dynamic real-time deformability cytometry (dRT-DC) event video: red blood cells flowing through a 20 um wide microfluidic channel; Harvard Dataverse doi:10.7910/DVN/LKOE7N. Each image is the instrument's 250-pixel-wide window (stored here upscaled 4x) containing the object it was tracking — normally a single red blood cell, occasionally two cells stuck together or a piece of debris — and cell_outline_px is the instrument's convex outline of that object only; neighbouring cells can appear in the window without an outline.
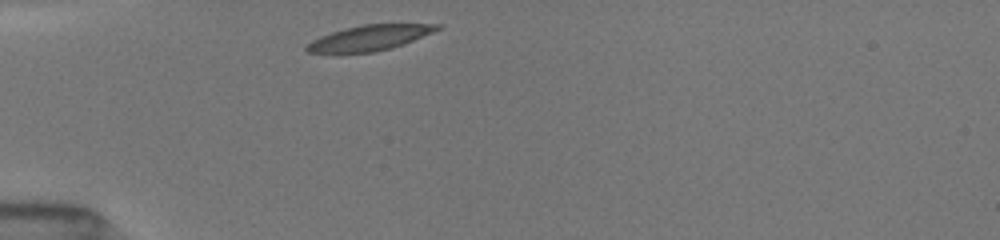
{"species": "common noctule bat (a hibernating species)", "species_latin": "Nyctalus noctula", "temperature_condition": "room temperature", "stored_images_in_passage": 31, "camera_frame_rate_fps": 3000, "um_per_image_px": 0.085, "animal": {"sex": "female", "body_mass_g": 19.5, "forearm_length_mm": 54.1}, "frame": {"image": 1, "passage_image": 1, "time_ms": 0.0, "image_size_px": [1000, 240], "cell_outline_px": [[444, 24], [440, 28], [432, 32], [392, 48], [372, 52], [308, 52], [304, 48], [312, 40], [320, 36], [344, 28], [364, 24]], "centroid_in_image_um": [31.41, 3.2], "position_along_channel_um": 53.6, "area_um2": 18.84}}
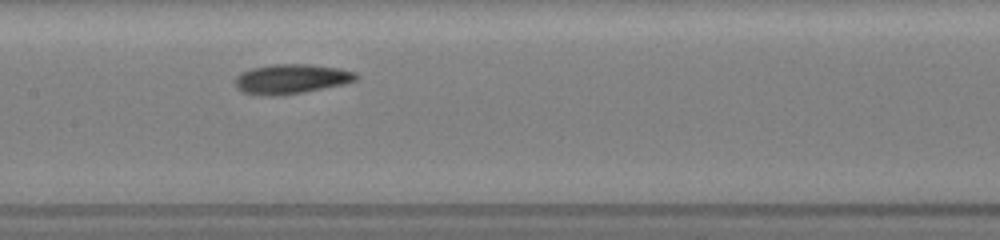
{"frame": {"image": 2, "passage_image": 12, "time_ms": 3.667, "image_size_px": [1000, 240], "cell_outline_px": [[360, 76], [356, 80], [344, 84], [284, 96], [260, 96], [240, 92], [236, 88], [236, 76], [240, 72], [252, 68], [272, 64], [308, 64], [340, 68], [356, 72]], "centroid_in_image_um": [24.74, 6.72], "position_along_channel_um": 182.7, "area_um2": 21.33}}
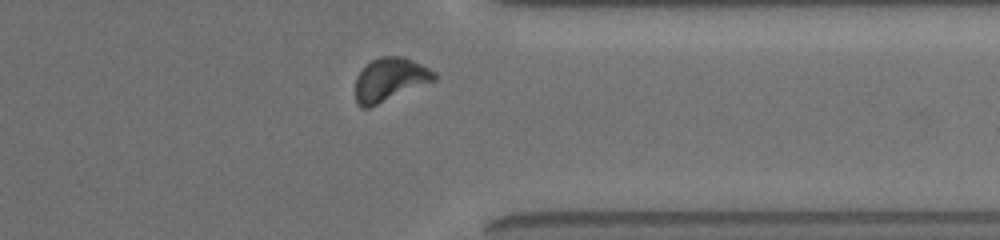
{"frame": {"image": 3, "passage_image": 27, "time_ms": 8.667, "image_size_px": [1000, 240], "cell_outline_px": [[436, 80], [368, 108], [360, 108], [356, 104], [356, 76], [372, 60], [380, 56], [404, 56], [436, 72]], "centroid_in_image_um": [33.14, 6.76], "position_along_channel_um": 378.3, "area_um2": 19.77}, "authors_computed_cell_mechanics": {"area_um2": 19.941, "velocity_mm_per_s": 3.9703, "shape_relaxation_time_tau1_ms": 3.2075, "shape_relaxation_time_tau2_ms": 4.6245, "deformation_change_tau1": 0.1162, "deformation_change_tau2": 0.1079}}